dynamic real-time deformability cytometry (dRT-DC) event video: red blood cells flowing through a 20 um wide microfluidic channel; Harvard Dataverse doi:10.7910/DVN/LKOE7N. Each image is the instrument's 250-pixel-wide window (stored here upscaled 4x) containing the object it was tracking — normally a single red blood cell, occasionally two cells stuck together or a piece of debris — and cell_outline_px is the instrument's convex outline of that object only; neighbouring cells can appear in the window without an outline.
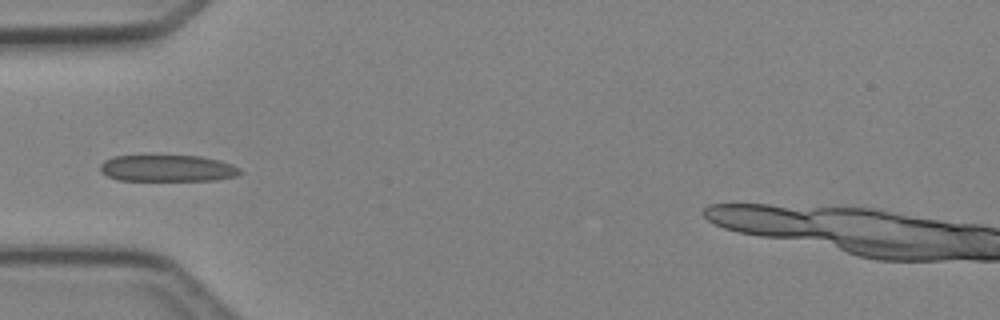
{"species": "Egyptian fruit bat (a non-hibernating species)", "species_latin": "Rousettus aegyptiacus", "temperature_condition": "cold", "stored_images_in_passage": 4, "camera_frame_rate_fps": 3000, "um_per_image_px": 0.085, "animal": {"sex": "female"}, "frame": {"image": 1, "passage_image": 4, "time_ms": 4.333, "image_size_px": [1000, 320], "cell_outline_px": [[244, 172], [236, 176], [212, 180], [120, 180], [108, 176], [100, 172], [100, 164], [104, 160], [112, 156], [200, 156], [220, 160], [232, 164], [240, 168]], "centroid_in_image_um": [14.25, 14.3], "position_along_channel_um": 70.8, "area_um2": 21.68}}